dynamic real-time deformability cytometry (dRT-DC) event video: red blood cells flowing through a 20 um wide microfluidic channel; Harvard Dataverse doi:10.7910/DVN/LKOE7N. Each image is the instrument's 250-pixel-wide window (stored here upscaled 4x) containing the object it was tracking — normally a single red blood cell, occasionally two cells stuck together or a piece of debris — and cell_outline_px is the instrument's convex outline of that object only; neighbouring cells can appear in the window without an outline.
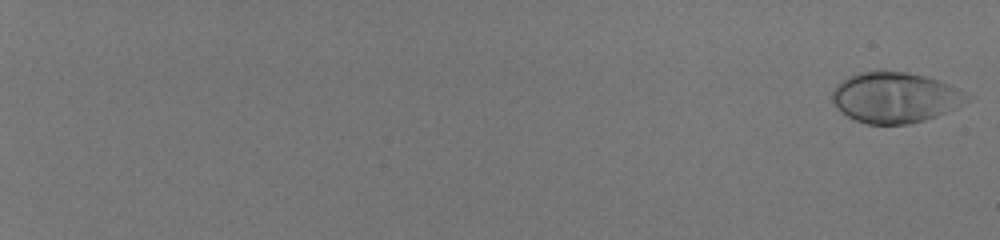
{"species": "human", "species_latin": "Homo sapiens", "temperature_condition": "room temperature", "stored_images_in_passage": 58, "camera_frame_rate_fps": 3000, "um_per_image_px": 0.085, "donor": {"sex": "male"}, "frame": {"image": 1, "passage_image": 1, "time_ms": 0.0, "image_size_px": [1000, 240], "cell_outline_px": [[972, 96], [968, 100], [956, 108], [936, 116], [924, 120], [908, 124], [868, 124], [856, 120], [848, 116], [836, 108], [832, 100], [832, 92], [836, 84], [848, 76], [860, 72], [908, 72], [924, 76], [948, 84]], "centroid_in_image_um": [76.06, 8.3], "position_along_channel_um": 8.9, "area_um2": 39.42}}
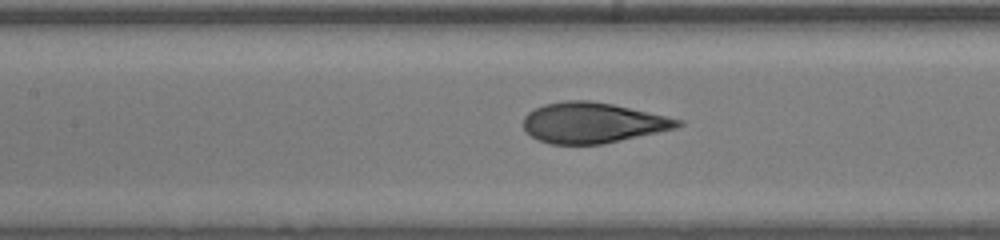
{"frame": {"image": 2, "passage_image": 34, "time_ms": 11.0, "image_size_px": [1000, 240], "cell_outline_px": [[684, 124], [676, 128], [604, 144], [552, 144], [536, 140], [524, 132], [524, 116], [528, 112], [544, 104], [564, 100], [592, 100], [612, 104], [684, 120]], "centroid_in_image_um": [50.35, 10.44], "position_along_channel_um": 157.1, "area_um2": 36.59}}
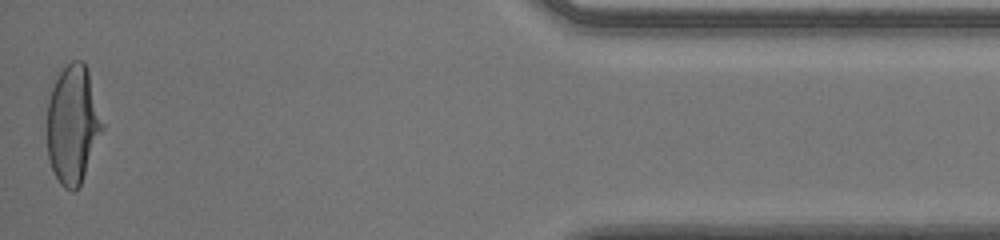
{"frame": {"image": 3, "passage_image": 58, "time_ms": 19.0, "image_size_px": [1000, 240], "cell_outline_px": [[104, 128], [80, 184], [76, 192], [72, 192], [64, 188], [60, 184], [52, 168], [48, 156], [48, 100], [56, 72], [72, 60], [84, 60], [88, 68], [104, 124]], "centroid_in_image_um": [6.19, 10.52], "position_along_channel_um": 429.0, "area_um2": 38.49}, "authors_computed_cell_mechanics": {"area_um2": 37.2521, "velocity_mm_per_s": 4.0267, "shape_relaxation_time_tau1_ms": 5.7035, "shape_relaxation_time_tau2_ms": null, "deformation_change_tau1": 0.2532, "deformation_change_tau2": null}}